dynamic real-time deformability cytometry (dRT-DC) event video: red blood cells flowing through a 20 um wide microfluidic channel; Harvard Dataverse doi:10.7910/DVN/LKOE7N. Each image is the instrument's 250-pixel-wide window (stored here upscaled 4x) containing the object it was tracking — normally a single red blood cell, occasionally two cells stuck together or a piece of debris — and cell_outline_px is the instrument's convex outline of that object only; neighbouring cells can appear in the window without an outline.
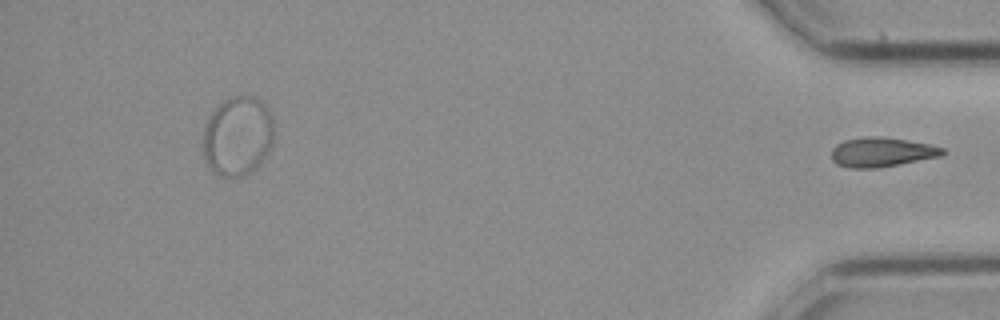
{"species": "common noctule bat (a hibernating species)", "species_latin": "Nyctalus noctula", "temperature_condition": "cold", "stored_images_in_passage": 20, "segment_of_instrument_passage": [2, 2], "camera_frame_rate_fps": 3000, "um_per_image_px": 0.085, "animal": {"sex": "female", "body_mass_g": 21.9}, "frame": {"image": 1, "passage_image": 20, "time_ms": 6.333, "image_size_px": [1000, 320], "cell_outline_px": [[948, 152], [940, 156], [900, 164], [876, 168], [848, 168], [836, 164], [832, 160], [832, 148], [836, 144], [844, 140], [864, 136], [880, 136], [928, 144], [944, 148]], "centroid_in_image_um": [74.92, 12.93], "position_along_channel_um": 360.3, "area_um2": 19.13}}